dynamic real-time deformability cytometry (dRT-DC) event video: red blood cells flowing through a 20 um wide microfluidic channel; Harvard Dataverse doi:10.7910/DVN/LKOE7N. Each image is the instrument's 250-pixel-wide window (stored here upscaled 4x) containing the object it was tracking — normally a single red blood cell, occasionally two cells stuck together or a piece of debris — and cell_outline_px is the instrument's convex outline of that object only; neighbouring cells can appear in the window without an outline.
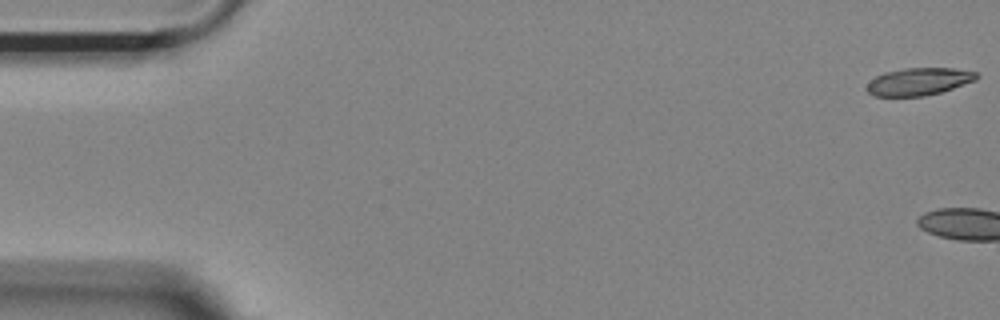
{"species": "Egyptian fruit bat (a non-hibernating species)", "species_latin": "Rousettus aegyptiacus", "temperature_condition": "room temperature", "stored_images_in_passage": 3, "camera_frame_rate_fps": 3000, "um_per_image_px": 0.085, "animal": {"sex": "female"}, "frame": {"image": 1, "passage_image": 1, "time_ms": 0.0, "image_size_px": [1000, 320], "cell_outline_px": [[980, 76], [976, 80], [940, 92], [924, 96], [876, 96], [868, 92], [868, 84], [876, 76], [884, 72], [904, 68], [952, 68], [976, 72]], "centroid_in_image_um": [78.12, 6.92], "position_along_channel_um": 6.9, "area_um2": 17.34}}